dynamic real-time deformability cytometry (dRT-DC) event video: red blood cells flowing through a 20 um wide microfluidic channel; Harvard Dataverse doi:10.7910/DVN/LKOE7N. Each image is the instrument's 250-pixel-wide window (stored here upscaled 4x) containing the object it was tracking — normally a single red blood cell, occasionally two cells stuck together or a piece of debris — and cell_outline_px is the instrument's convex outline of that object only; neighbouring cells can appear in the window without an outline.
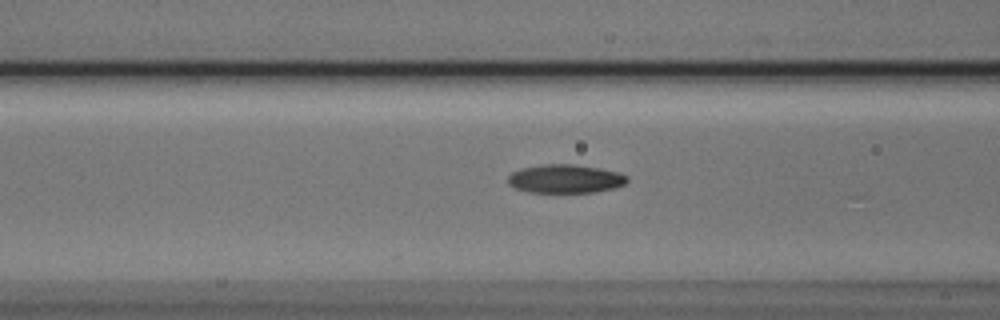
{"species": "Egyptian fruit bat (a non-hibernating species)", "species_latin": "Rousettus aegyptiacus", "temperature_condition": "cold", "stored_images_in_passage": 27, "camera_frame_rate_fps": 3000, "um_per_image_px": 0.085, "animal": {"sex": "male"}, "frame": {"image": 1, "passage_image": 6, "time_ms": 1.667, "image_size_px": [1000, 320], "cell_outline_px": [[628, 180], [624, 184], [612, 188], [592, 192], [528, 192], [516, 188], [508, 184], [508, 176], [512, 172], [520, 168], [544, 164], [572, 164], [600, 168], [620, 172], [628, 176]], "centroid_in_image_um": [48.04, 15.18], "position_along_channel_um": 118.6, "area_um2": 19.83}}
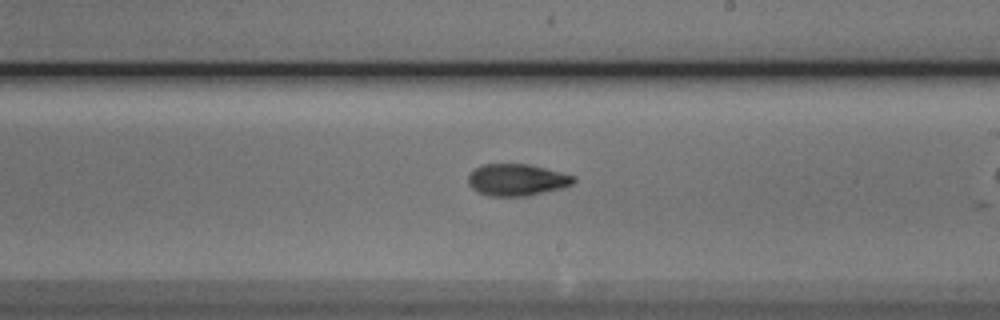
{"frame": {"image": 2, "passage_image": 16, "time_ms": 5.0, "image_size_px": [1000, 320], "cell_outline_px": [[576, 180], [572, 184], [564, 188], [528, 196], [488, 196], [472, 188], [468, 184], [468, 176], [476, 168], [484, 164], [528, 164], [576, 176]], "centroid_in_image_um": [43.96, 15.3], "position_along_channel_um": 245.0, "area_um2": 19.54}}
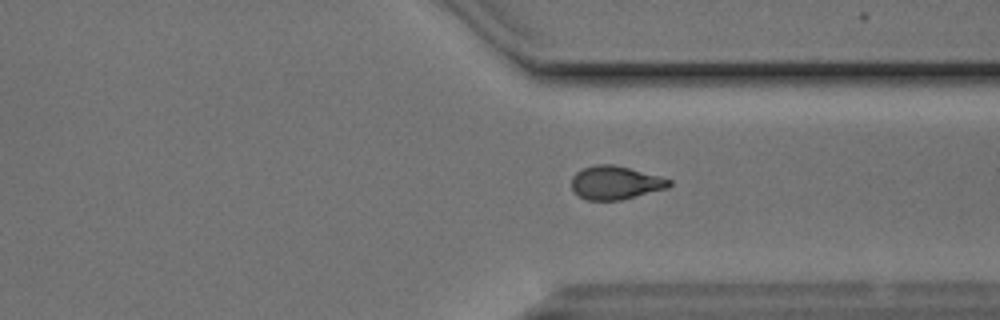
{"frame": {"image": 3, "passage_image": 25, "time_ms": 8.0, "image_size_px": [1000, 320], "cell_outline_px": [[672, 184], [668, 188], [620, 200], [588, 200], [572, 192], [572, 176], [576, 172], [592, 164], [612, 164], [628, 168], [672, 180]], "centroid_in_image_um": [52.28, 15.53], "position_along_channel_um": 359.1, "area_um2": 18.9}}